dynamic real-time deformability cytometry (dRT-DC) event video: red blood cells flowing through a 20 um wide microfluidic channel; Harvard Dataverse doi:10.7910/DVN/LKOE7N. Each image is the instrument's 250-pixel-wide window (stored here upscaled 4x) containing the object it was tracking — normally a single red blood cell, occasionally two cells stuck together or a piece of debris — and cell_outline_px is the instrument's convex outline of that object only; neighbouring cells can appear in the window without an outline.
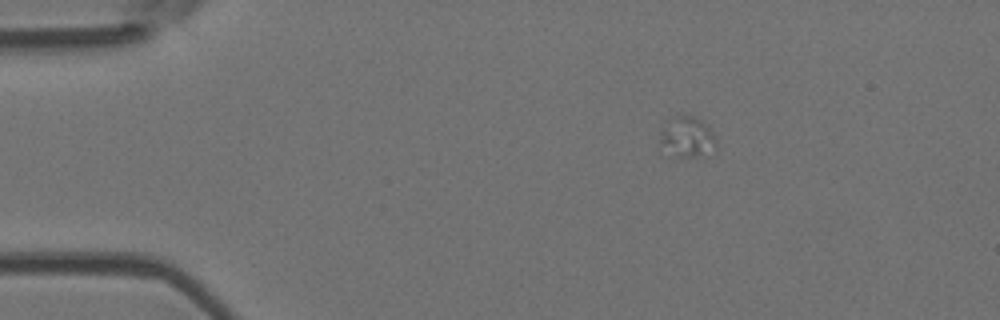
{"species": "Egyptian fruit bat (a non-hibernating species)", "species_latin": "Rousettus aegyptiacus", "temperature_condition": "room temperature", "stored_images_in_passage": 27, "camera_frame_rate_fps": 3000, "um_per_image_px": 0.085, "animal": {"sex": "female"}, "frame": {"image": 1, "passage_image": 12, "time_ms": 3.667, "image_size_px": [1000, 320], "cell_outline_px": [[716, 148], [696, 156], [672, 160], [660, 156], [660, 136], [676, 116], [692, 116], [700, 120], [716, 136]], "centroid_in_image_um": [58.33, 11.79], "position_along_channel_um": 26.7, "area_um2": 13.47}}
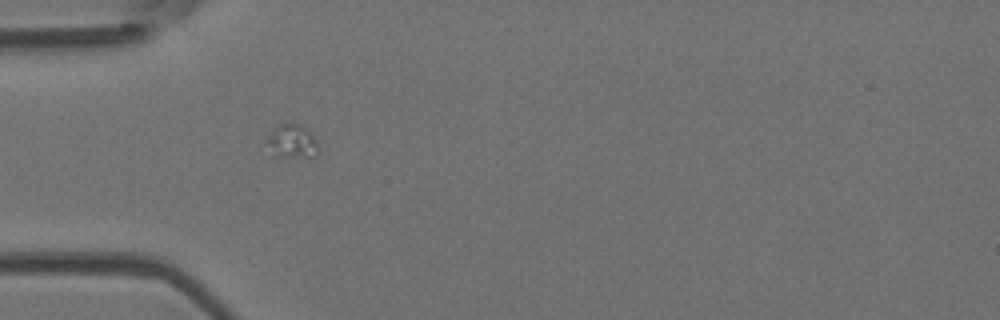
{"frame": {"image": 2, "passage_image": 20, "time_ms": 6.333, "image_size_px": [1000, 320], "cell_outline_px": [[320, 152], [316, 156], [272, 156], [264, 140], [284, 120], [292, 120], [304, 124], [312, 132], [316, 140]], "centroid_in_image_um": [24.84, 11.94], "position_along_channel_um": 60.2, "area_um2": 10.75}}